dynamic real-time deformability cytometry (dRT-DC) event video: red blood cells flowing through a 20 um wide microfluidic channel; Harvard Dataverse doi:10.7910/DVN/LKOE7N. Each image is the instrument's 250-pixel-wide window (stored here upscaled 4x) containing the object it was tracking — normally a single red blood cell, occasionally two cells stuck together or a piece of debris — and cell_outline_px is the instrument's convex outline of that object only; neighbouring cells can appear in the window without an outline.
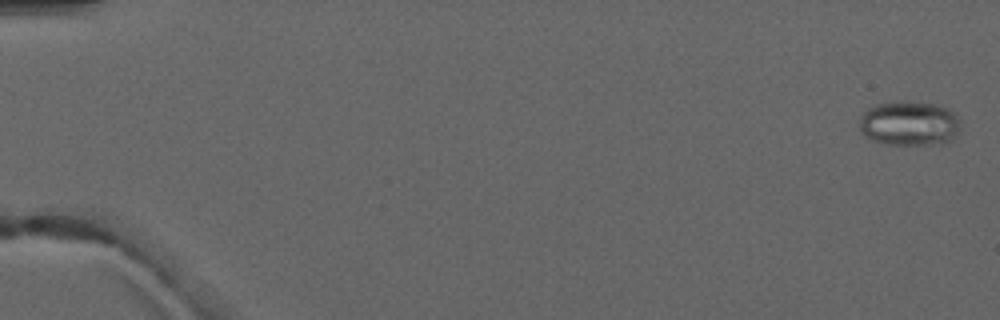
{"species": "common noctule bat (a hibernating species)", "species_latin": "Nyctalus noctula", "temperature_condition": "warm", "stored_images_in_passage": 6, "camera_frame_rate_fps": 3000, "um_per_image_px": 0.085, "animal": {"sex": "male", "forearm_length_mm": 52.5}, "frame": {"image": 1, "passage_image": 1, "time_ms": 0.0, "image_size_px": [1000, 320], "cell_outline_px": [[960, 132], [952, 140], [940, 144], [884, 144], [872, 140], [864, 136], [860, 132], [860, 116], [868, 108], [876, 104], [900, 100], [936, 104], [948, 108], [960, 120]], "centroid_in_image_um": [77.29, 10.49], "position_along_channel_um": 7.7, "area_um2": 26.7}}